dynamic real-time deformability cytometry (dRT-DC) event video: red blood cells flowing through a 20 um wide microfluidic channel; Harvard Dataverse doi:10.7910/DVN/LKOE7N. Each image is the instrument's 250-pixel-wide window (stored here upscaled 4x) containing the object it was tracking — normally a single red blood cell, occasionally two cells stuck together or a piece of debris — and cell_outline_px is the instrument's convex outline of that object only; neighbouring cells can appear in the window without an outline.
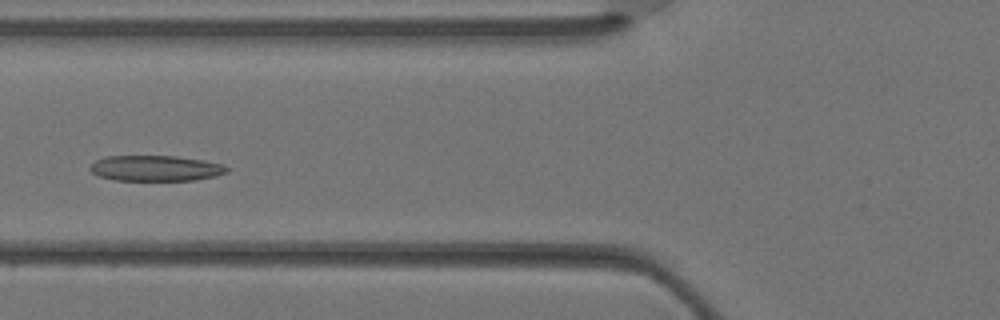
{"species": "Egyptian fruit bat (a non-hibernating species)", "species_latin": "Rousettus aegyptiacus", "temperature_condition": "warm", "stored_images_in_passage": 4, "camera_frame_rate_fps": 3000, "um_per_image_px": 0.085, "animal": {"sex": "female"}, "frame": {"image": 1, "passage_image": 4, "time_ms": 1.0, "image_size_px": [1000, 320], "cell_outline_px": [[228, 172], [216, 176], [196, 180], [116, 180], [100, 176], [92, 172], [88, 168], [96, 160], [104, 156], [176, 156], [204, 160], [224, 164], [228, 168]], "centroid_in_image_um": [13.26, 14.29], "position_along_channel_um": 112.5, "area_um2": 20.46}}